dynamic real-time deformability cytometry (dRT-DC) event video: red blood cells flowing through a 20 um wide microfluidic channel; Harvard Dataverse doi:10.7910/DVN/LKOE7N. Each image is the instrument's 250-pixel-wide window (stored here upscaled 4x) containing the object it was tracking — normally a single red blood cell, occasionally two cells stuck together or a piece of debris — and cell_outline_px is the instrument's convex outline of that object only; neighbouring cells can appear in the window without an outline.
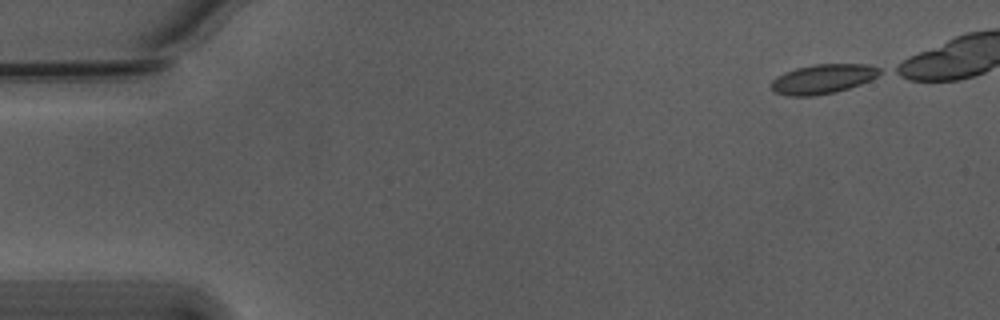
{"species": "Egyptian fruit bat (a non-hibernating species)", "species_latin": "Rousettus aegyptiacus", "temperature_condition": "warm", "stored_images_in_passage": 41, "camera_frame_rate_fps": 3000, "um_per_image_px": 0.085, "animal": {"sex": "male"}, "frame": {"image": 1, "passage_image": 1, "time_ms": 0.0, "image_size_px": [1000, 320], "cell_outline_px": [[884, 72], [860, 84], [836, 92], [812, 96], [788, 96], [776, 92], [772, 88], [772, 80], [776, 76], [784, 72], [796, 68], [812, 64], [868, 64], [880, 68]], "centroid_in_image_um": [69.94, 6.7], "position_along_channel_um": 15.1, "area_um2": 18.61}}
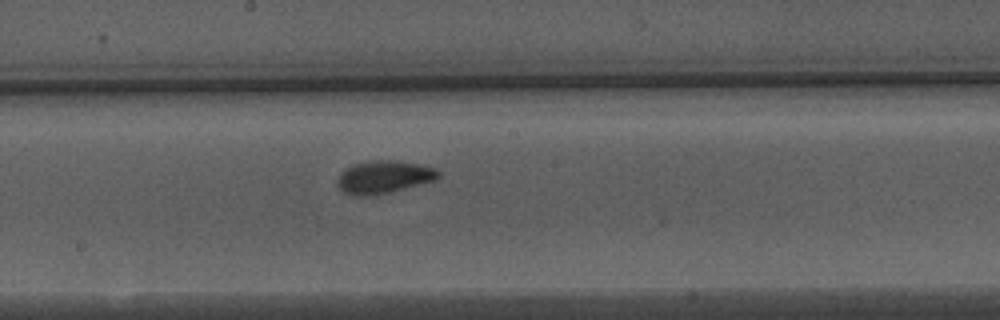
{"frame": {"image": 2, "passage_image": 26, "time_ms": 8.333, "image_size_px": [1000, 320], "cell_outline_px": [[440, 176], [436, 180], [388, 192], [368, 196], [356, 196], [344, 192], [336, 184], [336, 180], [340, 172], [344, 168], [352, 164], [368, 160], [396, 160], [424, 164], [436, 168], [440, 172]], "centroid_in_image_um": [32.61, 15.02], "position_along_channel_um": 215.6, "area_um2": 19.59}}
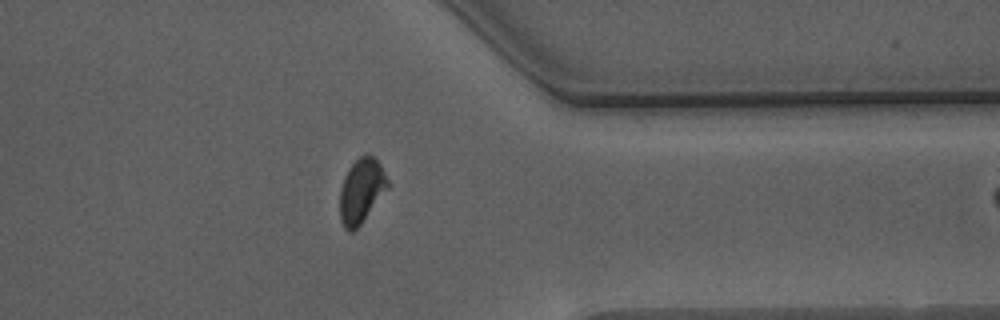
{"frame": {"image": 3, "passage_image": 40, "time_ms": 13.0, "image_size_px": [1000, 320], "cell_outline_px": [[388, 188], [360, 224], [352, 232], [348, 232], [344, 228], [340, 220], [340, 188], [344, 176], [348, 168], [364, 152], [376, 156], [388, 180]], "centroid_in_image_um": [30.7, 16.18], "position_along_channel_um": 380.7, "area_um2": 18.03}}